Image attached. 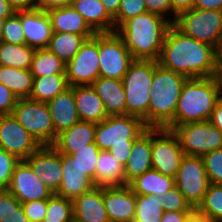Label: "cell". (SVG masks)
Segmentation results:
<instances>
[{"label":"cell","mask_w":222,"mask_h":222,"mask_svg":"<svg viewBox=\"0 0 222 222\" xmlns=\"http://www.w3.org/2000/svg\"><path fill=\"white\" fill-rule=\"evenodd\" d=\"M217 50L183 34L173 24L168 28L158 64L187 78H207L216 74Z\"/></svg>","instance_id":"1"},{"label":"cell","mask_w":222,"mask_h":222,"mask_svg":"<svg viewBox=\"0 0 222 222\" xmlns=\"http://www.w3.org/2000/svg\"><path fill=\"white\" fill-rule=\"evenodd\" d=\"M171 25L163 16L145 12L126 20L115 32L122 38L134 60L158 61Z\"/></svg>","instance_id":"2"},{"label":"cell","mask_w":222,"mask_h":222,"mask_svg":"<svg viewBox=\"0 0 222 222\" xmlns=\"http://www.w3.org/2000/svg\"><path fill=\"white\" fill-rule=\"evenodd\" d=\"M221 96L222 86L215 76L188 78L182 86L174 119L167 129L189 122L209 121Z\"/></svg>","instance_id":"3"},{"label":"cell","mask_w":222,"mask_h":222,"mask_svg":"<svg viewBox=\"0 0 222 222\" xmlns=\"http://www.w3.org/2000/svg\"><path fill=\"white\" fill-rule=\"evenodd\" d=\"M147 127L143 120L133 115H110L95 128V143L101 151H108L125 166L135 139Z\"/></svg>","instance_id":"4"},{"label":"cell","mask_w":222,"mask_h":222,"mask_svg":"<svg viewBox=\"0 0 222 222\" xmlns=\"http://www.w3.org/2000/svg\"><path fill=\"white\" fill-rule=\"evenodd\" d=\"M188 78L154 61L150 89L149 128H167L173 121L182 86Z\"/></svg>","instance_id":"5"},{"label":"cell","mask_w":222,"mask_h":222,"mask_svg":"<svg viewBox=\"0 0 222 222\" xmlns=\"http://www.w3.org/2000/svg\"><path fill=\"white\" fill-rule=\"evenodd\" d=\"M154 75L153 60H134L122 82L126 95V114L139 117L149 128V103Z\"/></svg>","instance_id":"6"},{"label":"cell","mask_w":222,"mask_h":222,"mask_svg":"<svg viewBox=\"0 0 222 222\" xmlns=\"http://www.w3.org/2000/svg\"><path fill=\"white\" fill-rule=\"evenodd\" d=\"M173 25L183 34L218 50L222 40V11L192 8L180 13Z\"/></svg>","instance_id":"7"},{"label":"cell","mask_w":222,"mask_h":222,"mask_svg":"<svg viewBox=\"0 0 222 222\" xmlns=\"http://www.w3.org/2000/svg\"><path fill=\"white\" fill-rule=\"evenodd\" d=\"M11 115L41 146L54 144V125L46 103L18 99Z\"/></svg>","instance_id":"8"},{"label":"cell","mask_w":222,"mask_h":222,"mask_svg":"<svg viewBox=\"0 0 222 222\" xmlns=\"http://www.w3.org/2000/svg\"><path fill=\"white\" fill-rule=\"evenodd\" d=\"M172 131L187 156H203L222 148V133L209 121L184 123L175 126Z\"/></svg>","instance_id":"9"},{"label":"cell","mask_w":222,"mask_h":222,"mask_svg":"<svg viewBox=\"0 0 222 222\" xmlns=\"http://www.w3.org/2000/svg\"><path fill=\"white\" fill-rule=\"evenodd\" d=\"M174 181L190 206L198 208L210 184L202 156L185 155Z\"/></svg>","instance_id":"10"},{"label":"cell","mask_w":222,"mask_h":222,"mask_svg":"<svg viewBox=\"0 0 222 222\" xmlns=\"http://www.w3.org/2000/svg\"><path fill=\"white\" fill-rule=\"evenodd\" d=\"M134 58L116 32L99 33L100 77L122 80Z\"/></svg>","instance_id":"11"},{"label":"cell","mask_w":222,"mask_h":222,"mask_svg":"<svg viewBox=\"0 0 222 222\" xmlns=\"http://www.w3.org/2000/svg\"><path fill=\"white\" fill-rule=\"evenodd\" d=\"M185 156L176 134L167 128H152V169L175 178Z\"/></svg>","instance_id":"12"},{"label":"cell","mask_w":222,"mask_h":222,"mask_svg":"<svg viewBox=\"0 0 222 222\" xmlns=\"http://www.w3.org/2000/svg\"><path fill=\"white\" fill-rule=\"evenodd\" d=\"M99 74V33L85 40L75 56L66 64L70 87L92 85Z\"/></svg>","instance_id":"13"},{"label":"cell","mask_w":222,"mask_h":222,"mask_svg":"<svg viewBox=\"0 0 222 222\" xmlns=\"http://www.w3.org/2000/svg\"><path fill=\"white\" fill-rule=\"evenodd\" d=\"M40 146L11 114L0 116V148L25 160Z\"/></svg>","instance_id":"14"},{"label":"cell","mask_w":222,"mask_h":222,"mask_svg":"<svg viewBox=\"0 0 222 222\" xmlns=\"http://www.w3.org/2000/svg\"><path fill=\"white\" fill-rule=\"evenodd\" d=\"M25 161L47 188L56 194L62 180V154L53 145H42Z\"/></svg>","instance_id":"15"},{"label":"cell","mask_w":222,"mask_h":222,"mask_svg":"<svg viewBox=\"0 0 222 222\" xmlns=\"http://www.w3.org/2000/svg\"><path fill=\"white\" fill-rule=\"evenodd\" d=\"M7 189L21 203L47 200L53 194L25 160L16 165Z\"/></svg>","instance_id":"16"},{"label":"cell","mask_w":222,"mask_h":222,"mask_svg":"<svg viewBox=\"0 0 222 222\" xmlns=\"http://www.w3.org/2000/svg\"><path fill=\"white\" fill-rule=\"evenodd\" d=\"M21 21L26 45L34 49L47 48L53 30L50 17L46 10H16Z\"/></svg>","instance_id":"17"},{"label":"cell","mask_w":222,"mask_h":222,"mask_svg":"<svg viewBox=\"0 0 222 222\" xmlns=\"http://www.w3.org/2000/svg\"><path fill=\"white\" fill-rule=\"evenodd\" d=\"M103 202L110 222H133L136 194L129 185L103 187Z\"/></svg>","instance_id":"18"},{"label":"cell","mask_w":222,"mask_h":222,"mask_svg":"<svg viewBox=\"0 0 222 222\" xmlns=\"http://www.w3.org/2000/svg\"><path fill=\"white\" fill-rule=\"evenodd\" d=\"M94 187L93 180L74 162L73 158L62 154V180L56 195L73 201Z\"/></svg>","instance_id":"19"},{"label":"cell","mask_w":222,"mask_h":222,"mask_svg":"<svg viewBox=\"0 0 222 222\" xmlns=\"http://www.w3.org/2000/svg\"><path fill=\"white\" fill-rule=\"evenodd\" d=\"M152 169V128H147L139 135L124 166L125 185L147 170Z\"/></svg>","instance_id":"20"},{"label":"cell","mask_w":222,"mask_h":222,"mask_svg":"<svg viewBox=\"0 0 222 222\" xmlns=\"http://www.w3.org/2000/svg\"><path fill=\"white\" fill-rule=\"evenodd\" d=\"M46 104L48 105L54 125L55 142L57 135L80 121L75 104L73 87L67 88Z\"/></svg>","instance_id":"21"},{"label":"cell","mask_w":222,"mask_h":222,"mask_svg":"<svg viewBox=\"0 0 222 222\" xmlns=\"http://www.w3.org/2000/svg\"><path fill=\"white\" fill-rule=\"evenodd\" d=\"M72 202L73 222H110L103 202V187H94Z\"/></svg>","instance_id":"22"},{"label":"cell","mask_w":222,"mask_h":222,"mask_svg":"<svg viewBox=\"0 0 222 222\" xmlns=\"http://www.w3.org/2000/svg\"><path fill=\"white\" fill-rule=\"evenodd\" d=\"M46 11L50 17L53 32H69L82 35L86 40L96 34L82 15L71 5L52 7Z\"/></svg>","instance_id":"23"},{"label":"cell","mask_w":222,"mask_h":222,"mask_svg":"<svg viewBox=\"0 0 222 222\" xmlns=\"http://www.w3.org/2000/svg\"><path fill=\"white\" fill-rule=\"evenodd\" d=\"M96 123L79 121L57 135L53 146L65 155H71L87 144L95 143Z\"/></svg>","instance_id":"24"},{"label":"cell","mask_w":222,"mask_h":222,"mask_svg":"<svg viewBox=\"0 0 222 222\" xmlns=\"http://www.w3.org/2000/svg\"><path fill=\"white\" fill-rule=\"evenodd\" d=\"M80 121L100 123L108 117L103 101L92 85L73 86Z\"/></svg>","instance_id":"25"},{"label":"cell","mask_w":222,"mask_h":222,"mask_svg":"<svg viewBox=\"0 0 222 222\" xmlns=\"http://www.w3.org/2000/svg\"><path fill=\"white\" fill-rule=\"evenodd\" d=\"M110 115H126V95L122 80L98 77L92 84Z\"/></svg>","instance_id":"26"},{"label":"cell","mask_w":222,"mask_h":222,"mask_svg":"<svg viewBox=\"0 0 222 222\" xmlns=\"http://www.w3.org/2000/svg\"><path fill=\"white\" fill-rule=\"evenodd\" d=\"M71 6L82 15L95 33L115 32L114 18L101 0H72Z\"/></svg>","instance_id":"27"},{"label":"cell","mask_w":222,"mask_h":222,"mask_svg":"<svg viewBox=\"0 0 222 222\" xmlns=\"http://www.w3.org/2000/svg\"><path fill=\"white\" fill-rule=\"evenodd\" d=\"M93 183L95 187L125 185L124 166L108 151H100Z\"/></svg>","instance_id":"28"},{"label":"cell","mask_w":222,"mask_h":222,"mask_svg":"<svg viewBox=\"0 0 222 222\" xmlns=\"http://www.w3.org/2000/svg\"><path fill=\"white\" fill-rule=\"evenodd\" d=\"M136 195H154L167 192L175 186L173 177L162 175L158 170L150 169L136 177L129 184Z\"/></svg>","instance_id":"29"},{"label":"cell","mask_w":222,"mask_h":222,"mask_svg":"<svg viewBox=\"0 0 222 222\" xmlns=\"http://www.w3.org/2000/svg\"><path fill=\"white\" fill-rule=\"evenodd\" d=\"M30 69H18L0 65V82L8 87L18 99L29 98L33 89Z\"/></svg>","instance_id":"30"},{"label":"cell","mask_w":222,"mask_h":222,"mask_svg":"<svg viewBox=\"0 0 222 222\" xmlns=\"http://www.w3.org/2000/svg\"><path fill=\"white\" fill-rule=\"evenodd\" d=\"M69 87L66 74L34 77L33 89L29 99L47 103Z\"/></svg>","instance_id":"31"},{"label":"cell","mask_w":222,"mask_h":222,"mask_svg":"<svg viewBox=\"0 0 222 222\" xmlns=\"http://www.w3.org/2000/svg\"><path fill=\"white\" fill-rule=\"evenodd\" d=\"M35 50L26 44L16 45L1 42L0 65L18 69H30Z\"/></svg>","instance_id":"32"},{"label":"cell","mask_w":222,"mask_h":222,"mask_svg":"<svg viewBox=\"0 0 222 222\" xmlns=\"http://www.w3.org/2000/svg\"><path fill=\"white\" fill-rule=\"evenodd\" d=\"M85 40L82 35L69 32H53L47 48L67 64L75 56Z\"/></svg>","instance_id":"33"},{"label":"cell","mask_w":222,"mask_h":222,"mask_svg":"<svg viewBox=\"0 0 222 222\" xmlns=\"http://www.w3.org/2000/svg\"><path fill=\"white\" fill-rule=\"evenodd\" d=\"M30 71L33 77H43L50 74H66V63L48 48L36 49Z\"/></svg>","instance_id":"34"},{"label":"cell","mask_w":222,"mask_h":222,"mask_svg":"<svg viewBox=\"0 0 222 222\" xmlns=\"http://www.w3.org/2000/svg\"><path fill=\"white\" fill-rule=\"evenodd\" d=\"M164 204L153 195H136L135 219L133 222H160Z\"/></svg>","instance_id":"35"},{"label":"cell","mask_w":222,"mask_h":222,"mask_svg":"<svg viewBox=\"0 0 222 222\" xmlns=\"http://www.w3.org/2000/svg\"><path fill=\"white\" fill-rule=\"evenodd\" d=\"M42 222H73V202L56 194L47 199V214Z\"/></svg>","instance_id":"36"},{"label":"cell","mask_w":222,"mask_h":222,"mask_svg":"<svg viewBox=\"0 0 222 222\" xmlns=\"http://www.w3.org/2000/svg\"><path fill=\"white\" fill-rule=\"evenodd\" d=\"M0 222H30L21 202L8 189H0Z\"/></svg>","instance_id":"37"},{"label":"cell","mask_w":222,"mask_h":222,"mask_svg":"<svg viewBox=\"0 0 222 222\" xmlns=\"http://www.w3.org/2000/svg\"><path fill=\"white\" fill-rule=\"evenodd\" d=\"M209 220H222V185L210 183L202 203L197 208Z\"/></svg>","instance_id":"38"},{"label":"cell","mask_w":222,"mask_h":222,"mask_svg":"<svg viewBox=\"0 0 222 222\" xmlns=\"http://www.w3.org/2000/svg\"><path fill=\"white\" fill-rule=\"evenodd\" d=\"M100 151L96 143H90L70 155L93 182L95 181V170Z\"/></svg>","instance_id":"39"},{"label":"cell","mask_w":222,"mask_h":222,"mask_svg":"<svg viewBox=\"0 0 222 222\" xmlns=\"http://www.w3.org/2000/svg\"><path fill=\"white\" fill-rule=\"evenodd\" d=\"M153 196L164 204L165 211H192L194 209L185 200L183 194L176 186L167 192H163L162 194L156 193Z\"/></svg>","instance_id":"40"},{"label":"cell","mask_w":222,"mask_h":222,"mask_svg":"<svg viewBox=\"0 0 222 222\" xmlns=\"http://www.w3.org/2000/svg\"><path fill=\"white\" fill-rule=\"evenodd\" d=\"M147 12L144 0H121L118 14L114 17L115 31L128 19Z\"/></svg>","instance_id":"41"},{"label":"cell","mask_w":222,"mask_h":222,"mask_svg":"<svg viewBox=\"0 0 222 222\" xmlns=\"http://www.w3.org/2000/svg\"><path fill=\"white\" fill-rule=\"evenodd\" d=\"M209 182L222 185V148L202 156Z\"/></svg>","instance_id":"42"},{"label":"cell","mask_w":222,"mask_h":222,"mask_svg":"<svg viewBox=\"0 0 222 222\" xmlns=\"http://www.w3.org/2000/svg\"><path fill=\"white\" fill-rule=\"evenodd\" d=\"M2 40L3 42L16 45L26 44L22 24L20 18L16 14L5 19L2 29Z\"/></svg>","instance_id":"43"},{"label":"cell","mask_w":222,"mask_h":222,"mask_svg":"<svg viewBox=\"0 0 222 222\" xmlns=\"http://www.w3.org/2000/svg\"><path fill=\"white\" fill-rule=\"evenodd\" d=\"M20 160L0 148V189H7L10 185L13 172Z\"/></svg>","instance_id":"44"},{"label":"cell","mask_w":222,"mask_h":222,"mask_svg":"<svg viewBox=\"0 0 222 222\" xmlns=\"http://www.w3.org/2000/svg\"><path fill=\"white\" fill-rule=\"evenodd\" d=\"M24 214L30 222H42L47 214V200L21 203Z\"/></svg>","instance_id":"45"},{"label":"cell","mask_w":222,"mask_h":222,"mask_svg":"<svg viewBox=\"0 0 222 222\" xmlns=\"http://www.w3.org/2000/svg\"><path fill=\"white\" fill-rule=\"evenodd\" d=\"M147 12L163 16L172 24L175 22L176 15L172 12L170 0H144Z\"/></svg>","instance_id":"46"},{"label":"cell","mask_w":222,"mask_h":222,"mask_svg":"<svg viewBox=\"0 0 222 222\" xmlns=\"http://www.w3.org/2000/svg\"><path fill=\"white\" fill-rule=\"evenodd\" d=\"M17 100L12 91L0 82V116L12 114Z\"/></svg>","instance_id":"47"},{"label":"cell","mask_w":222,"mask_h":222,"mask_svg":"<svg viewBox=\"0 0 222 222\" xmlns=\"http://www.w3.org/2000/svg\"><path fill=\"white\" fill-rule=\"evenodd\" d=\"M209 122L222 133V96L217 100Z\"/></svg>","instance_id":"48"},{"label":"cell","mask_w":222,"mask_h":222,"mask_svg":"<svg viewBox=\"0 0 222 222\" xmlns=\"http://www.w3.org/2000/svg\"><path fill=\"white\" fill-rule=\"evenodd\" d=\"M191 211H165L160 222H184Z\"/></svg>","instance_id":"49"},{"label":"cell","mask_w":222,"mask_h":222,"mask_svg":"<svg viewBox=\"0 0 222 222\" xmlns=\"http://www.w3.org/2000/svg\"><path fill=\"white\" fill-rule=\"evenodd\" d=\"M172 12L178 16L180 13L193 8L194 0H170Z\"/></svg>","instance_id":"50"},{"label":"cell","mask_w":222,"mask_h":222,"mask_svg":"<svg viewBox=\"0 0 222 222\" xmlns=\"http://www.w3.org/2000/svg\"><path fill=\"white\" fill-rule=\"evenodd\" d=\"M193 8L222 11V0H194Z\"/></svg>","instance_id":"51"},{"label":"cell","mask_w":222,"mask_h":222,"mask_svg":"<svg viewBox=\"0 0 222 222\" xmlns=\"http://www.w3.org/2000/svg\"><path fill=\"white\" fill-rule=\"evenodd\" d=\"M15 10L39 9V0H7Z\"/></svg>","instance_id":"52"},{"label":"cell","mask_w":222,"mask_h":222,"mask_svg":"<svg viewBox=\"0 0 222 222\" xmlns=\"http://www.w3.org/2000/svg\"><path fill=\"white\" fill-rule=\"evenodd\" d=\"M72 0H39V9L47 10L52 7L71 5Z\"/></svg>","instance_id":"53"},{"label":"cell","mask_w":222,"mask_h":222,"mask_svg":"<svg viewBox=\"0 0 222 222\" xmlns=\"http://www.w3.org/2000/svg\"><path fill=\"white\" fill-rule=\"evenodd\" d=\"M184 222H216L209 220L203 213L197 208L193 209L187 216Z\"/></svg>","instance_id":"54"},{"label":"cell","mask_w":222,"mask_h":222,"mask_svg":"<svg viewBox=\"0 0 222 222\" xmlns=\"http://www.w3.org/2000/svg\"><path fill=\"white\" fill-rule=\"evenodd\" d=\"M16 13L14 7L7 0H0V19H6Z\"/></svg>","instance_id":"55"},{"label":"cell","mask_w":222,"mask_h":222,"mask_svg":"<svg viewBox=\"0 0 222 222\" xmlns=\"http://www.w3.org/2000/svg\"><path fill=\"white\" fill-rule=\"evenodd\" d=\"M108 13L114 18L120 7L121 0H101Z\"/></svg>","instance_id":"56"},{"label":"cell","mask_w":222,"mask_h":222,"mask_svg":"<svg viewBox=\"0 0 222 222\" xmlns=\"http://www.w3.org/2000/svg\"><path fill=\"white\" fill-rule=\"evenodd\" d=\"M215 78L222 86V54H217Z\"/></svg>","instance_id":"57"},{"label":"cell","mask_w":222,"mask_h":222,"mask_svg":"<svg viewBox=\"0 0 222 222\" xmlns=\"http://www.w3.org/2000/svg\"><path fill=\"white\" fill-rule=\"evenodd\" d=\"M4 22H5V19H0V43L3 42V40H2V29H3V26H4Z\"/></svg>","instance_id":"58"},{"label":"cell","mask_w":222,"mask_h":222,"mask_svg":"<svg viewBox=\"0 0 222 222\" xmlns=\"http://www.w3.org/2000/svg\"><path fill=\"white\" fill-rule=\"evenodd\" d=\"M217 54H222V40H221L220 46L217 50Z\"/></svg>","instance_id":"59"}]
</instances>
